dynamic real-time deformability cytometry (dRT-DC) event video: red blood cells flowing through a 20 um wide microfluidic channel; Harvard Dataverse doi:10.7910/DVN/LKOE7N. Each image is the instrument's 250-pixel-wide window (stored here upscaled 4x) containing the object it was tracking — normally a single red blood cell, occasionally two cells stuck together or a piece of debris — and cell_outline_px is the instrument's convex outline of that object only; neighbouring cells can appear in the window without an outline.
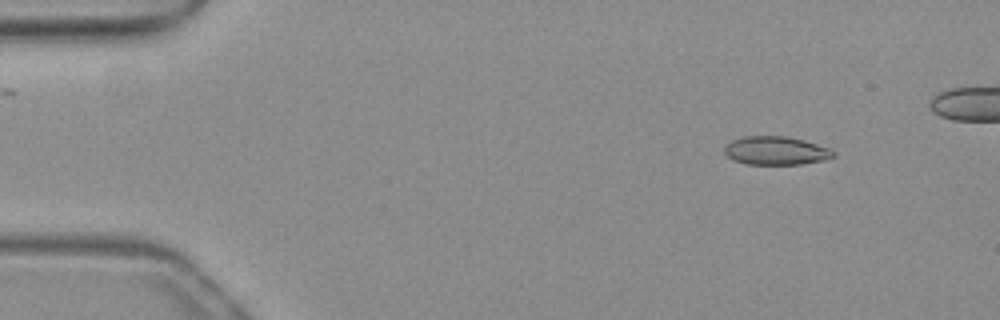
{"species": "common noctule bat (a hibernating species)", "species_latin": "Nyctalus noctula", "temperature_condition": "warm", "stored_images_in_passage": 44, "camera_frame_rate_fps": 3000, "um_per_image_px": 0.085, "animal": {"sex": "female", "body_mass_g": 19.3, "forearm_length_mm": 54.1}, "frame": {"image": 1, "passage_image": 2, "time_ms": 0.333, "image_size_px": [1000, 320], "cell_outline_px": [[836, 156], [820, 160], [800, 164], [748, 164], [732, 160], [724, 152], [724, 148], [732, 140], [744, 136], [788, 136], [804, 140], [828, 148], [836, 152]], "centroid_in_image_um": [65.94, 12.8], "position_along_channel_um": 19.1, "area_um2": 17.92}}
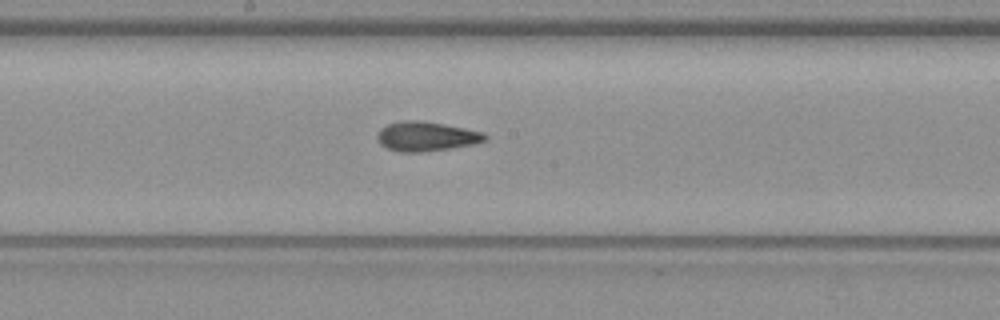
{"frame": {"image": 2, "passage_image": 24, "time_ms": 7.667, "image_size_px": [1000, 320], "cell_outline_px": [[488, 140], [472, 144], [448, 148], [420, 152], [400, 152], [384, 148], [376, 140], [376, 136], [380, 128], [388, 124], [404, 120], [424, 120], [484, 132], [488, 136]], "centroid_in_image_um": [36.19, 11.58], "position_along_channel_um": 212.0, "area_um2": 18.67}}
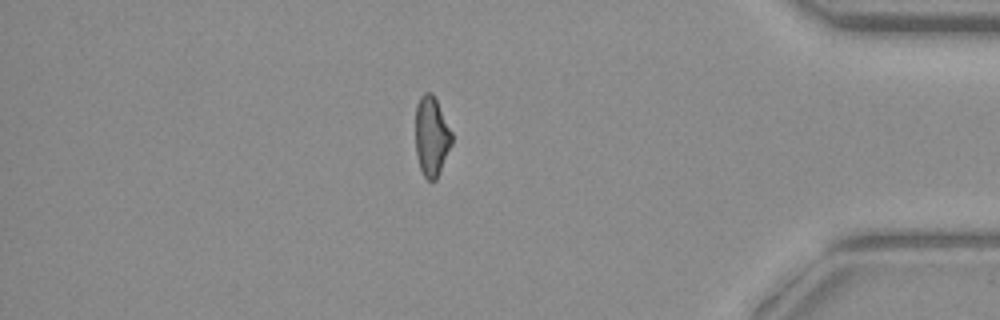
{"frame": {"image": 3, "passage_image": 41, "time_ms": 13.333, "image_size_px": [1000, 320], "cell_outline_px": [[452, 144], [436, 180], [428, 180], [424, 176], [420, 168], [416, 156], [416, 104], [420, 96], [424, 92], [432, 92], [452, 132]], "centroid_in_image_um": [36.67, 11.58], "position_along_channel_um": 398.5, "area_um2": 16.82}, "authors_computed_cell_mechanics": {"area_um2": 18.207, "velocity_mm_per_s": 3.9437, "shape_relaxation_time_tau1_ms": null, "shape_relaxation_time_tau2_ms": 1.8114, "deformation_change_tau1": null, "deformation_change_tau2": 0.0856}}